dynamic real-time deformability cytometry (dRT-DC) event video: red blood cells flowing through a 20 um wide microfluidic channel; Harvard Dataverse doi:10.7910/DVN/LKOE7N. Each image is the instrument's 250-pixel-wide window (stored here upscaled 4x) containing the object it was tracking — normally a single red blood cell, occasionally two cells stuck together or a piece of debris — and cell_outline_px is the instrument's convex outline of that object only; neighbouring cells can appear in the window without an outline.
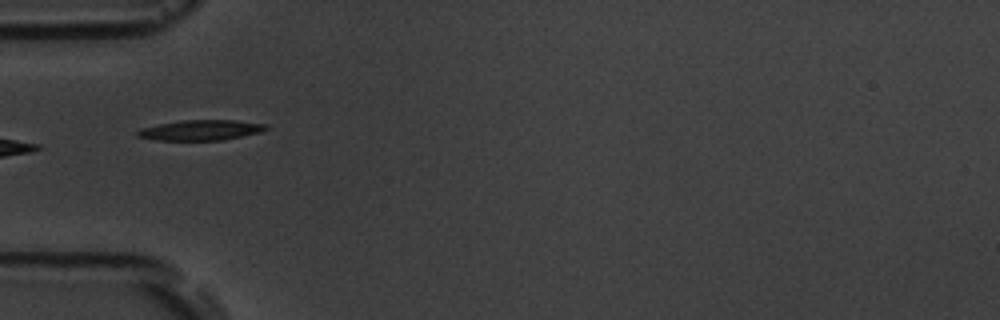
{"species": "common noctule bat (a hibernating species)", "species_latin": "Nyctalus noctula", "temperature_condition": "room temperature", "stored_images_in_passage": 8, "camera_frame_rate_fps": 3000, "um_per_image_px": 0.085, "animal": {"sex": "male", "body_mass_g": 19.5, "forearm_length_mm": 54.6}, "frame": {"image": 1, "passage_image": 6, "time_ms": 5.667, "image_size_px": [1000, 320], "cell_outline_px": [[268, 128], [260, 132], [224, 140], [156, 140], [136, 136], [136, 132], [140, 128], [180, 120], [236, 120], [268, 124]], "centroid_in_image_um": [17.07, 11.06], "position_along_channel_um": 67.9, "area_um2": 15.26}}
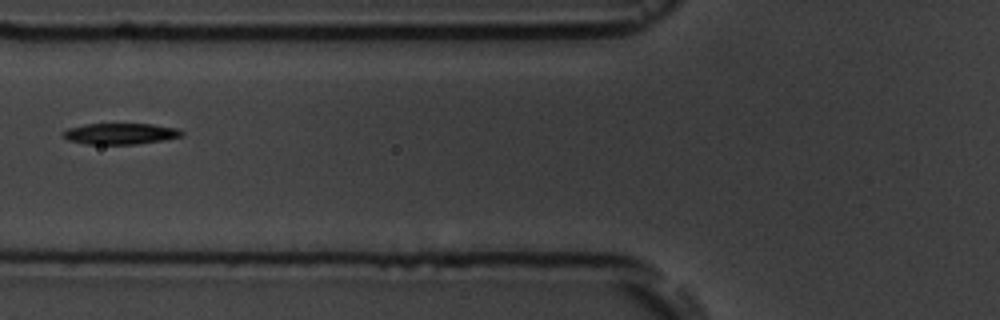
{"frame": {"image": 2, "passage_image": 7, "time_ms": 7.0, "image_size_px": [1000, 320], "cell_outline_px": [[184, 136], [164, 140], [136, 144], [88, 144], [68, 140], [60, 132], [68, 128], [84, 124], [152, 124], [176, 128], [184, 132]], "centroid_in_image_um": [10.24, 11.36], "position_along_channel_um": 115.6, "area_um2": 14.62}}
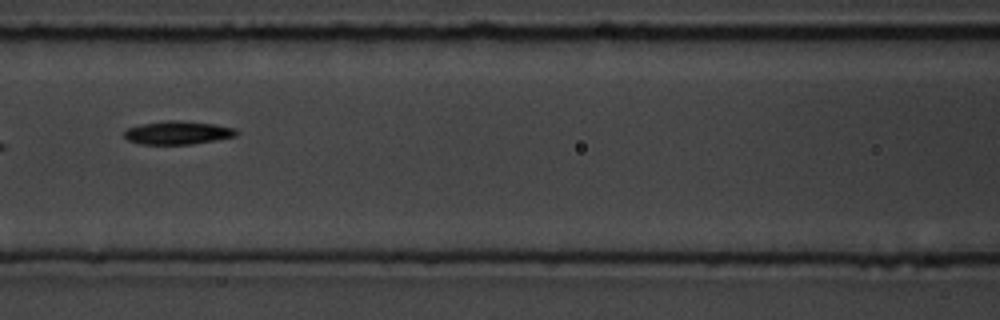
{"frame": {"image": 3, "passage_image": 8, "time_ms": 8.0, "image_size_px": [1000, 320], "cell_outline_px": [[240, 132], [236, 136], [216, 140], [192, 144], [140, 144], [128, 140], [124, 136], [124, 132], [128, 128], [140, 124], [164, 120], [180, 120], [212, 124], [236, 128]], "centroid_in_image_um": [15.12, 11.27], "position_along_channel_um": 151.5, "area_um2": 15.32}}